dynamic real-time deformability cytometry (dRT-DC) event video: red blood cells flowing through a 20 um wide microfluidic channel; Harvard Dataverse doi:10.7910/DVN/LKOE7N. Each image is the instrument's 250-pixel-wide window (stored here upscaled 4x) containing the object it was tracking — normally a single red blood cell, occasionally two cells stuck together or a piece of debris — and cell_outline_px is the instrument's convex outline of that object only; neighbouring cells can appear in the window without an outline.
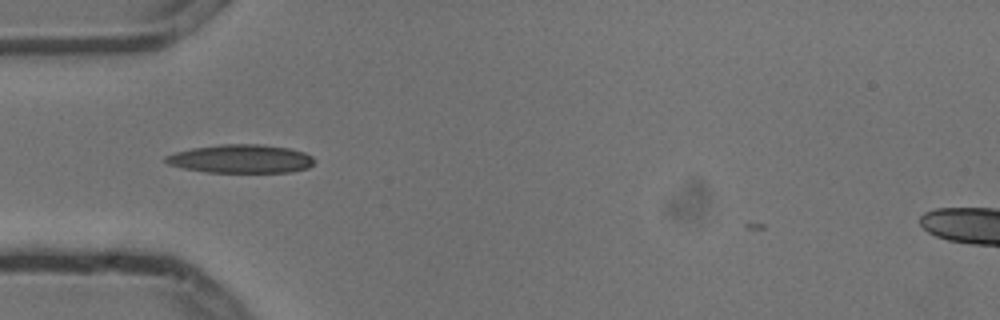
{"species": "common noctule bat (a hibernating species)", "species_latin": "Nyctalus noctula", "temperature_condition": "cold", "stored_images_in_passage": 3, "camera_frame_rate_fps": 3000, "um_per_image_px": 0.085, "animal": {"sex": "male", "body_mass_g": 13.3}, "frame": {"image": 1, "passage_image": 1, "time_ms": 0.0, "image_size_px": [1000, 320], "cell_outline_px": [[316, 160], [308, 168], [292, 172], [208, 172], [184, 168], [168, 164], [164, 160], [164, 156], [176, 152], [192, 148], [220, 144], [260, 144], [288, 148], [304, 152], [312, 156]], "centroid_in_image_um": [20.49, 13.5], "position_along_channel_um": 64.5, "area_um2": 24.68}}
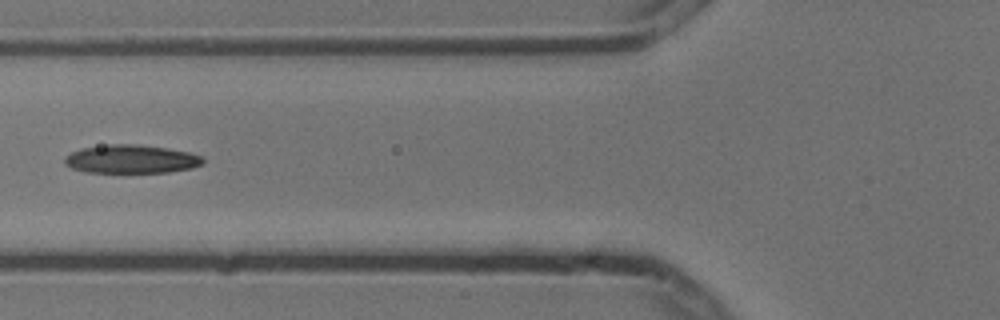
{"frame": {"image": 2, "passage_image": 2, "time_ms": 0.333, "image_size_px": [1000, 320], "cell_outline_px": [[204, 164], [192, 168], [168, 172], [84, 172], [72, 168], [64, 164], [64, 160], [72, 152], [80, 148], [108, 144], [136, 144], [168, 148], [188, 152], [200, 156], [204, 160]], "centroid_in_image_um": [11.16, 13.52], "position_along_channel_um": 114.6, "area_um2": 22.89}}
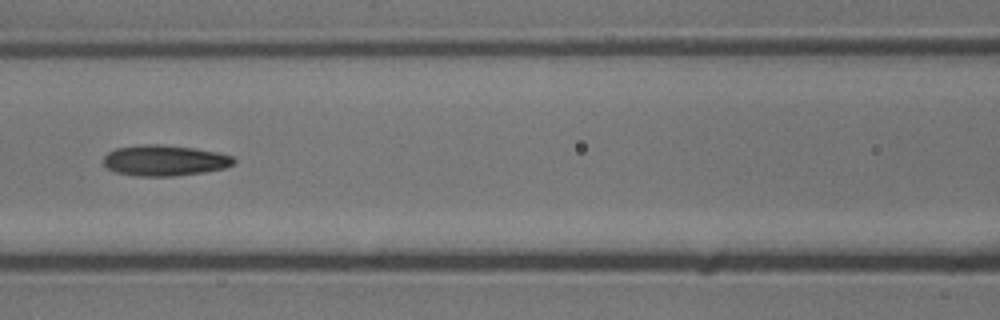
{"frame": {"image": 3, "passage_image": 3, "time_ms": 0.667, "image_size_px": [1000, 320], "cell_outline_px": [[236, 160], [232, 164], [224, 168], [204, 172], [172, 176], [136, 176], [116, 172], [108, 168], [104, 164], [104, 156], [108, 152], [116, 148], [144, 144], [160, 144], [196, 148], [216, 152], [232, 156]], "centroid_in_image_um": [13.98, 13.63], "position_along_channel_um": 152.6, "area_um2": 23.29}}